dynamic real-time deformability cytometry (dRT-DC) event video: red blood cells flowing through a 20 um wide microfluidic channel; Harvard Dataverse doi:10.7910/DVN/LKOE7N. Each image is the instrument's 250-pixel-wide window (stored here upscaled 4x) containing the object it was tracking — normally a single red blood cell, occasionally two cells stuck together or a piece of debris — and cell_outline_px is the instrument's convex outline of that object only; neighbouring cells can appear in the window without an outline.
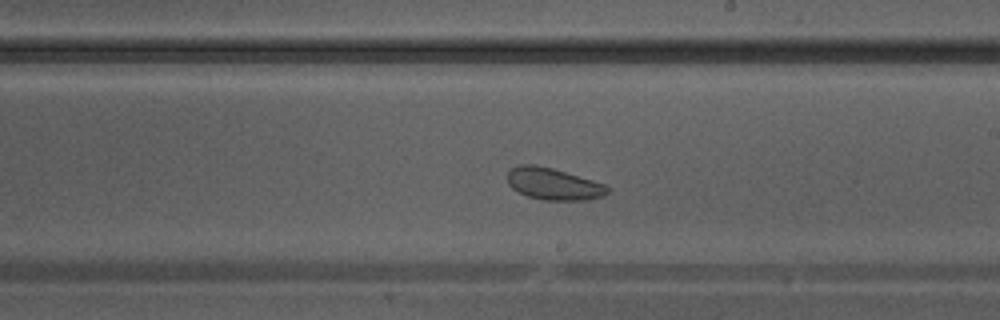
{"species": "Egyptian fruit bat (a non-hibernating species)", "species_latin": "Rousettus aegyptiacus", "temperature_condition": "warm", "stored_images_in_passage": 32, "camera_frame_rate_fps": 3000, "um_per_image_px": 0.085, "animal": {"sex": "male"}, "frame": {"image": 1, "passage_image": 14, "time_ms": 4.333, "image_size_px": [1000, 320], "cell_outline_px": [[608, 192], [600, 196], [588, 200], [544, 200], [528, 196], [512, 188], [508, 184], [508, 168], [520, 164], [532, 164], [552, 168], [592, 180], [604, 184], [608, 188]], "centroid_in_image_um": [46.99, 15.62], "position_along_channel_um": 242.0, "area_um2": 18.38}}